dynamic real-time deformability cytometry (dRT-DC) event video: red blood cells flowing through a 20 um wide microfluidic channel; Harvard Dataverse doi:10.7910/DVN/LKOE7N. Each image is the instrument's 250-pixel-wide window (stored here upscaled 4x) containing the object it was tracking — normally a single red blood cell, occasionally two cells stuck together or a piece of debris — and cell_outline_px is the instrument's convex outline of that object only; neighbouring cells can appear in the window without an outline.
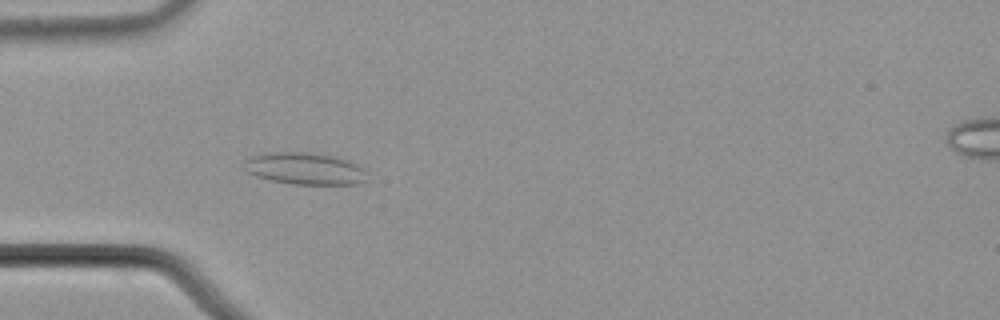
{"species": "common noctule bat (a hibernating species)", "species_latin": "Nyctalus noctula", "temperature_condition": "cold", "stored_images_in_passage": 46, "camera_frame_rate_fps": 3000, "um_per_image_px": 0.085, "animal": {"sex": "male", "body_mass_g": 21.5, "forearm_length_mm": 52.0}, "frame": {"image": 1, "passage_image": 7, "time_ms": 2.0, "image_size_px": [1000, 320], "cell_outline_px": [[368, 180], [360, 184], [292, 184], [272, 180], [256, 176], [248, 172], [244, 168], [244, 160], [248, 156], [272, 152], [308, 152], [332, 156], [348, 160], [364, 168]], "centroid_in_image_um": [25.92, 14.33], "position_along_channel_um": 59.1, "area_um2": 23.0}}
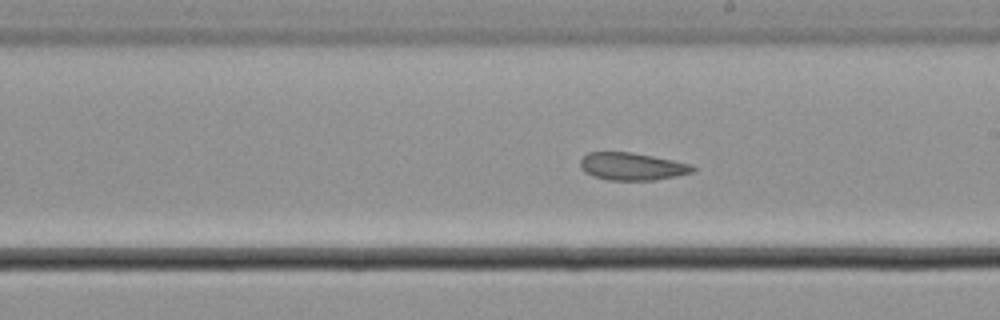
{"frame": {"image": 2, "passage_image": 22, "time_ms": 7.0, "image_size_px": [1000, 320], "cell_outline_px": [[696, 172], [656, 180], [608, 180], [592, 176], [584, 172], [580, 168], [580, 160], [588, 152], [628, 152], [652, 156], [692, 164], [696, 168]], "centroid_in_image_um": [53.73, 14.16], "position_along_channel_um": 235.3, "area_um2": 18.15}}
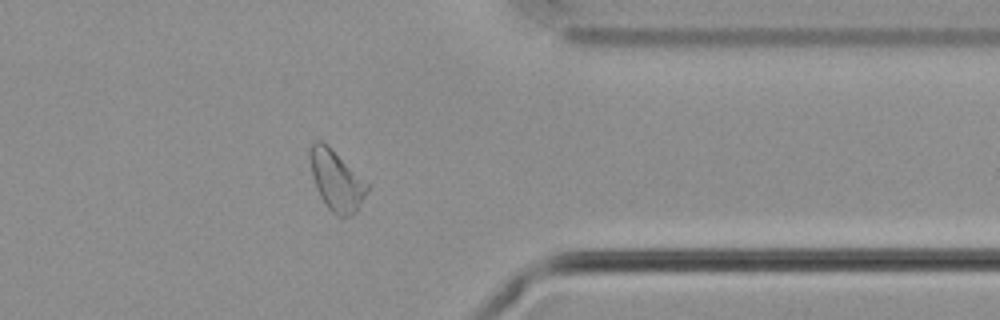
{"frame": {"image": 3, "passage_image": 35, "time_ms": 11.333, "image_size_px": [1000, 320], "cell_outline_px": [[368, 188], [356, 212], [348, 216], [336, 216], [324, 204], [316, 188], [312, 176], [312, 140], [320, 140], [328, 144], [368, 184]], "centroid_in_image_um": [28.59, 15.35], "position_along_channel_um": 382.8, "area_um2": 19.54}, "authors_computed_cell_mechanics": {"area_um2": 20.1144, "velocity_mm_per_s": 3.6461, "shape_relaxation_time_tau1_ms": null, "shape_relaxation_time_tau2_ms": 6.4544, "deformation_change_tau1": null, "deformation_change_tau2": 0.1195}}